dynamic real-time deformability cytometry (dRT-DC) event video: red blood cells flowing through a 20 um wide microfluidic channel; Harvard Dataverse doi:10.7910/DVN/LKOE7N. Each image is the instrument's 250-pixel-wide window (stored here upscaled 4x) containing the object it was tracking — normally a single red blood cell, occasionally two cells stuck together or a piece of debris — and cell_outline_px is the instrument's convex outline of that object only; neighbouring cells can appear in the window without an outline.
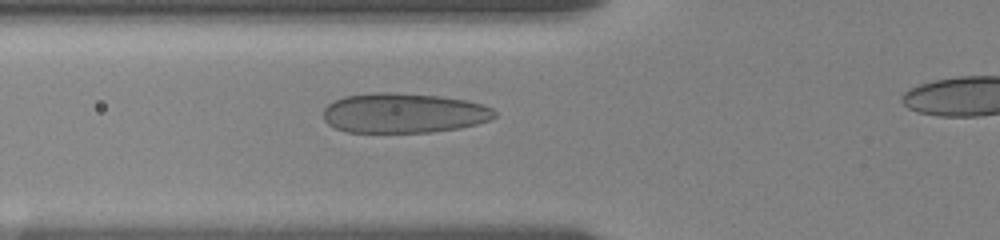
{"species": "human", "species_latin": "Homo sapiens", "temperature_condition": "room temperature", "stored_images_in_passage": 19, "camera_frame_rate_fps": 3000, "um_per_image_px": 0.085, "donor": {"sex": "female"}, "frame": {"image": 1, "passage_image": 6, "time_ms": 3.667, "image_size_px": [1000, 240], "cell_outline_px": [[496, 116], [488, 120], [476, 124], [460, 128], [432, 132], [348, 132], [336, 128], [328, 124], [324, 120], [324, 108], [328, 104], [344, 96], [372, 92], [392, 92], [440, 96], [468, 100], [484, 104], [492, 108], [496, 112]], "centroid_in_image_um": [34.33, 9.6], "position_along_channel_um": 91.5, "area_um2": 40.0}}
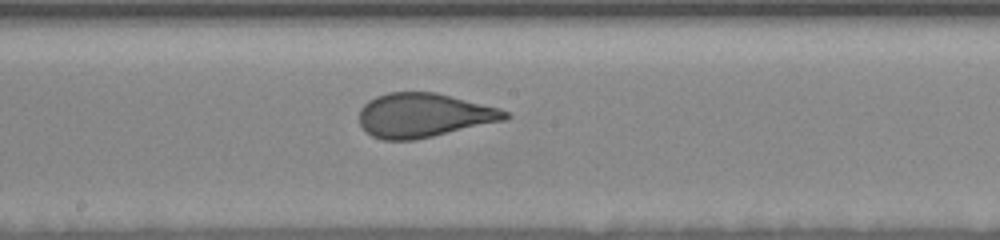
{"frame": {"image": 2, "passage_image": 12, "time_ms": 7.0, "image_size_px": [1000, 240], "cell_outline_px": [[512, 116], [504, 120], [416, 140], [384, 140], [372, 136], [360, 124], [360, 108], [368, 100], [376, 96], [388, 92], [436, 92], [500, 108], [508, 112]], "centroid_in_image_um": [36.02, 9.79], "position_along_channel_um": 212.2, "area_um2": 37.45}}
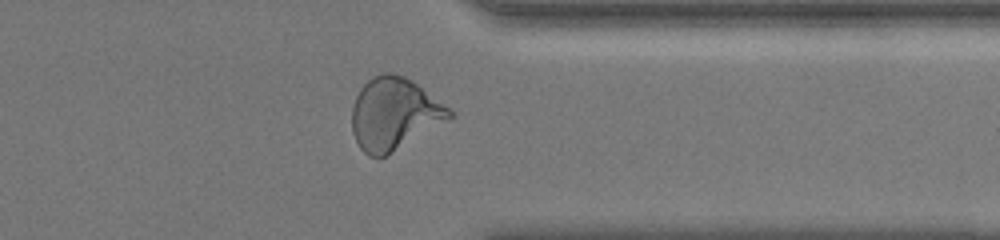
{"frame": {"image": 3, "passage_image": 18, "time_ms": 11.667, "image_size_px": [1000, 240], "cell_outline_px": [[452, 116], [384, 156], [368, 156], [360, 148], [352, 132], [352, 108], [356, 96], [360, 88], [372, 76], [384, 72], [392, 72], [404, 76], [412, 80], [448, 108], [452, 112]], "centroid_in_image_um": [33.43, 9.63], "position_along_channel_um": 378.0, "area_um2": 39.88}}